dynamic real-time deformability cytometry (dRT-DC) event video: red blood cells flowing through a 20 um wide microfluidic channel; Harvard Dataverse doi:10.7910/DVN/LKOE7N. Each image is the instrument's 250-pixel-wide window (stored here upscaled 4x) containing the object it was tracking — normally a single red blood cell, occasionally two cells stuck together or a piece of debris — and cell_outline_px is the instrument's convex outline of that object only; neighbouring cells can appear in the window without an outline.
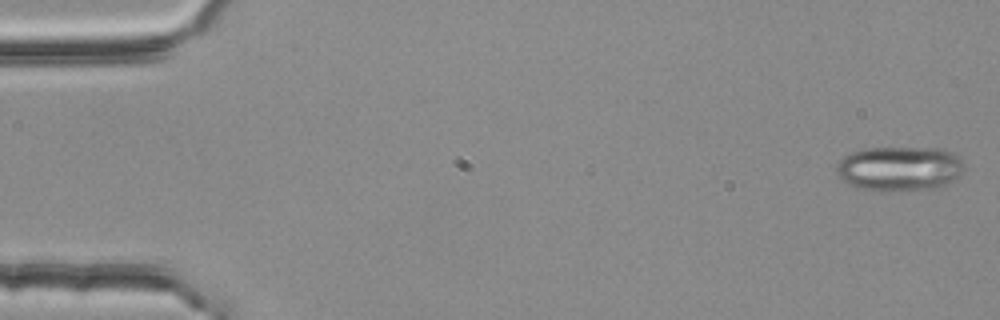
{"species": "common noctule bat (a hibernating species)", "species_latin": "Nyctalus noctula", "temperature_condition": "room temperature", "stored_images_in_passage": 48, "camera_frame_rate_fps": 3000, "um_per_image_px": 0.085, "animal": {"sex": "female", "body_mass_g": 25.1}, "frame": {"image": 1, "passage_image": 1, "time_ms": 0.0, "image_size_px": [1000, 320], "cell_outline_px": [[964, 172], [944, 184], [936, 188], [856, 188], [848, 184], [836, 172], [836, 164], [844, 156], [852, 152], [868, 148], [936, 148], [948, 152], [956, 156], [964, 164]], "centroid_in_image_um": [76.43, 14.28], "position_along_channel_um": 8.6, "area_um2": 31.96}}
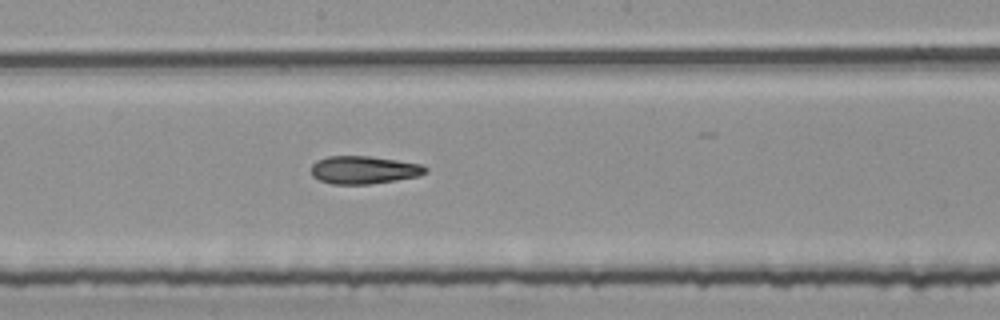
{"frame": {"image": 2, "passage_image": 29, "time_ms": 9.333, "image_size_px": [1000, 320], "cell_outline_px": [[428, 172], [416, 176], [396, 180], [372, 184], [332, 184], [320, 180], [312, 176], [312, 164], [316, 160], [328, 156], [368, 156], [396, 160], [420, 164], [428, 168]], "centroid_in_image_um": [30.91, 14.44], "position_along_channel_um": 217.3, "area_um2": 18.5}}
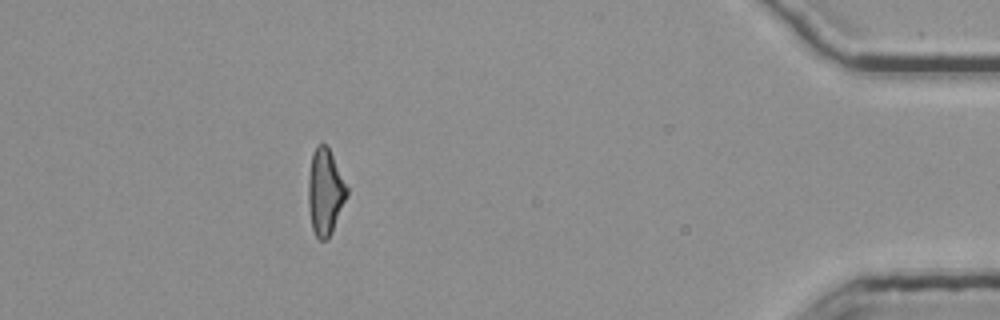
{"frame": {"image": 3, "passage_image": 43, "time_ms": 14.0, "image_size_px": [1000, 320], "cell_outline_px": [[348, 196], [332, 232], [328, 240], [320, 240], [316, 236], [312, 228], [308, 208], [308, 176], [312, 152], [316, 144], [328, 144], [348, 188]], "centroid_in_image_um": [27.64, 16.29], "position_along_channel_um": 407.6, "area_um2": 19.83}, "authors_computed_cell_mechanics": {"area_um2": 19.3341, "velocity_mm_per_s": 3.7881, "shape_relaxation_time_tau1_ms": null, "shape_relaxation_time_tau2_ms": 5.3352, "deformation_change_tau1": null, "deformation_change_tau2": 0.1459}}